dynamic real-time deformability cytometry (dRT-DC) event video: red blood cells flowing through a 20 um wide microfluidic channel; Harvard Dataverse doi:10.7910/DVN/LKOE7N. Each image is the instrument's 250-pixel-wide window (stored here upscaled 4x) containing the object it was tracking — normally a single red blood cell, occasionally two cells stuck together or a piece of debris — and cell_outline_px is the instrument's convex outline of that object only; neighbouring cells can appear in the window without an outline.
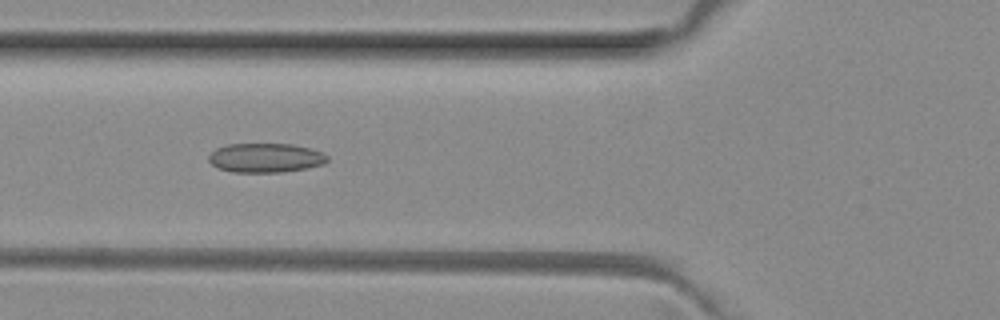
{"species": "common noctule bat (a hibernating species)", "species_latin": "Nyctalus noctula", "temperature_condition": "room temperature", "stored_images_in_passage": 5, "camera_frame_rate_fps": 3000, "um_per_image_px": 0.085, "animal": {"sex": "female", "body_mass_g": 29.2, "forearm_length_mm": 56.3}, "frame": {"image": 1, "passage_image": 4, "time_ms": 1.0, "image_size_px": [1000, 320], "cell_outline_px": [[328, 160], [324, 164], [308, 168], [280, 172], [232, 172], [220, 168], [212, 164], [208, 160], [208, 156], [216, 148], [228, 144], [292, 144], [324, 152], [328, 156]], "centroid_in_image_um": [22.59, 13.41], "position_along_channel_um": 103.2, "area_um2": 20.23}}
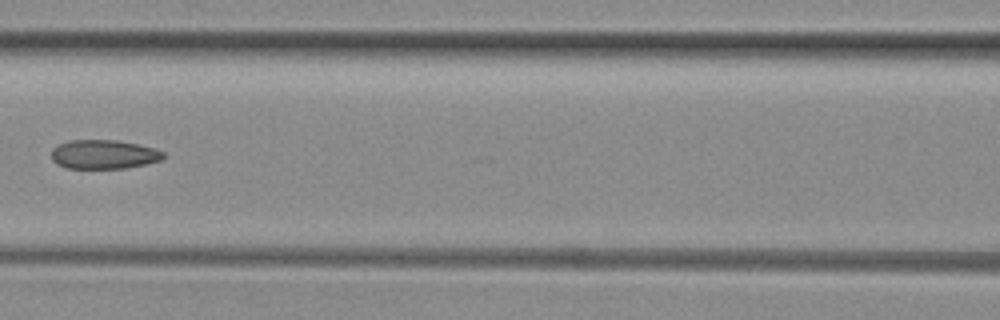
{"frame": {"image": 2, "passage_image": 5, "time_ms": 1.333, "image_size_px": [1000, 320], "cell_outline_px": [[164, 156], [160, 160], [144, 164], [124, 168], [68, 168], [56, 164], [52, 160], [52, 148], [68, 140], [116, 140], [156, 148], [164, 152]], "centroid_in_image_um": [8.8, 13.12], "position_along_channel_um": 157.8, "area_um2": 18.84}}